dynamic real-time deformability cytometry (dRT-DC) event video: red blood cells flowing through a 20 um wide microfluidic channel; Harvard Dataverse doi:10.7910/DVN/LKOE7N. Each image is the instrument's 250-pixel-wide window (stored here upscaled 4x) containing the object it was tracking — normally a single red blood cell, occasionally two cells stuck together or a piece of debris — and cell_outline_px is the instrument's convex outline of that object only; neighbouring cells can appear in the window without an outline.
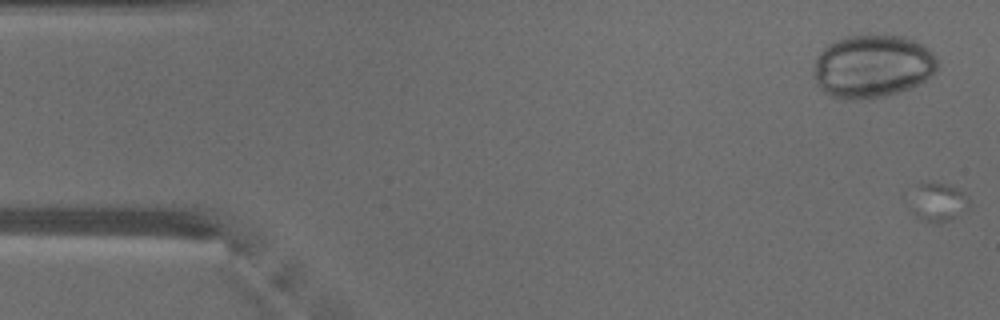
{"species": "common noctule bat (a hibernating species)", "species_latin": "Nyctalus noctula", "temperature_condition": "warm", "stored_images_in_passage": 2, "camera_frame_rate_fps": 3000, "um_per_image_px": 0.085, "animal": {"sex": "male", "body_mass_g": 18.8}, "frame": {"image": 1, "passage_image": 2, "time_ms": 0.333, "image_size_px": [1000, 320], "cell_outline_px": [[968, 208], [956, 216], [940, 224], [932, 224], [924, 220], [912, 212], [920, 184], [944, 184], [956, 188], [964, 192], [968, 200]], "centroid_in_image_um": [79.84, 17.25], "position_along_channel_um": 5.2, "area_um2": 12.2}}